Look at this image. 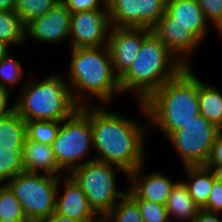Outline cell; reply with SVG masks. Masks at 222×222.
Returning a JSON list of instances; mask_svg holds the SVG:
<instances>
[{
	"instance_id": "cell-1",
	"label": "cell",
	"mask_w": 222,
	"mask_h": 222,
	"mask_svg": "<svg viewBox=\"0 0 222 222\" xmlns=\"http://www.w3.org/2000/svg\"><path fill=\"white\" fill-rule=\"evenodd\" d=\"M98 105H90L94 159L120 166L129 174L145 163L149 125Z\"/></svg>"
},
{
	"instance_id": "cell-2",
	"label": "cell",
	"mask_w": 222,
	"mask_h": 222,
	"mask_svg": "<svg viewBox=\"0 0 222 222\" xmlns=\"http://www.w3.org/2000/svg\"><path fill=\"white\" fill-rule=\"evenodd\" d=\"M192 68L184 67L144 102L138 103L149 127L154 126L165 136L181 129L200 114L199 77Z\"/></svg>"
},
{
	"instance_id": "cell-3",
	"label": "cell",
	"mask_w": 222,
	"mask_h": 222,
	"mask_svg": "<svg viewBox=\"0 0 222 222\" xmlns=\"http://www.w3.org/2000/svg\"><path fill=\"white\" fill-rule=\"evenodd\" d=\"M70 53L71 60L66 81L69 82L74 100L80 106L92 105V103L94 105L95 102L90 101L93 97L104 105H110L114 97L122 92L107 45L71 48Z\"/></svg>"
},
{
	"instance_id": "cell-4",
	"label": "cell",
	"mask_w": 222,
	"mask_h": 222,
	"mask_svg": "<svg viewBox=\"0 0 222 222\" xmlns=\"http://www.w3.org/2000/svg\"><path fill=\"white\" fill-rule=\"evenodd\" d=\"M24 84L14 102L16 128L32 120L62 121L81 107L74 100L66 79L56 72Z\"/></svg>"
},
{
	"instance_id": "cell-5",
	"label": "cell",
	"mask_w": 222,
	"mask_h": 222,
	"mask_svg": "<svg viewBox=\"0 0 222 222\" xmlns=\"http://www.w3.org/2000/svg\"><path fill=\"white\" fill-rule=\"evenodd\" d=\"M185 66L151 32L141 45L131 68L119 79L122 93L134 92L138 102H144Z\"/></svg>"
},
{
	"instance_id": "cell-6",
	"label": "cell",
	"mask_w": 222,
	"mask_h": 222,
	"mask_svg": "<svg viewBox=\"0 0 222 222\" xmlns=\"http://www.w3.org/2000/svg\"><path fill=\"white\" fill-rule=\"evenodd\" d=\"M0 179L20 201L30 222H43L55 212L59 177L18 170L4 157Z\"/></svg>"
},
{
	"instance_id": "cell-7",
	"label": "cell",
	"mask_w": 222,
	"mask_h": 222,
	"mask_svg": "<svg viewBox=\"0 0 222 222\" xmlns=\"http://www.w3.org/2000/svg\"><path fill=\"white\" fill-rule=\"evenodd\" d=\"M83 165L74 168L68 175L82 188L93 210L103 218L127 193L118 191L116 169L128 177V173L112 163L87 159Z\"/></svg>"
},
{
	"instance_id": "cell-8",
	"label": "cell",
	"mask_w": 222,
	"mask_h": 222,
	"mask_svg": "<svg viewBox=\"0 0 222 222\" xmlns=\"http://www.w3.org/2000/svg\"><path fill=\"white\" fill-rule=\"evenodd\" d=\"M52 149L59 166L69 174L83 165L93 147V132L90 123V105L81 106L69 118L60 121V128ZM84 161V162H83Z\"/></svg>"
},
{
	"instance_id": "cell-9",
	"label": "cell",
	"mask_w": 222,
	"mask_h": 222,
	"mask_svg": "<svg viewBox=\"0 0 222 222\" xmlns=\"http://www.w3.org/2000/svg\"><path fill=\"white\" fill-rule=\"evenodd\" d=\"M3 147L4 157L18 170L56 177L67 174L59 166L52 145L29 140L17 128Z\"/></svg>"
},
{
	"instance_id": "cell-10",
	"label": "cell",
	"mask_w": 222,
	"mask_h": 222,
	"mask_svg": "<svg viewBox=\"0 0 222 222\" xmlns=\"http://www.w3.org/2000/svg\"><path fill=\"white\" fill-rule=\"evenodd\" d=\"M219 131L199 114L181 129L171 132L167 138L180 156L183 167L204 166Z\"/></svg>"
},
{
	"instance_id": "cell-11",
	"label": "cell",
	"mask_w": 222,
	"mask_h": 222,
	"mask_svg": "<svg viewBox=\"0 0 222 222\" xmlns=\"http://www.w3.org/2000/svg\"><path fill=\"white\" fill-rule=\"evenodd\" d=\"M112 27L152 29L165 13L166 0H107Z\"/></svg>"
},
{
	"instance_id": "cell-12",
	"label": "cell",
	"mask_w": 222,
	"mask_h": 222,
	"mask_svg": "<svg viewBox=\"0 0 222 222\" xmlns=\"http://www.w3.org/2000/svg\"><path fill=\"white\" fill-rule=\"evenodd\" d=\"M111 22L108 10H89L71 14V48L107 45Z\"/></svg>"
},
{
	"instance_id": "cell-13",
	"label": "cell",
	"mask_w": 222,
	"mask_h": 222,
	"mask_svg": "<svg viewBox=\"0 0 222 222\" xmlns=\"http://www.w3.org/2000/svg\"><path fill=\"white\" fill-rule=\"evenodd\" d=\"M151 32L149 28L111 27L107 47L114 73L119 79L131 68L143 40Z\"/></svg>"
},
{
	"instance_id": "cell-14",
	"label": "cell",
	"mask_w": 222,
	"mask_h": 222,
	"mask_svg": "<svg viewBox=\"0 0 222 222\" xmlns=\"http://www.w3.org/2000/svg\"><path fill=\"white\" fill-rule=\"evenodd\" d=\"M71 13L62 1H58L46 14L25 24V41L58 45L69 40Z\"/></svg>"
},
{
	"instance_id": "cell-15",
	"label": "cell",
	"mask_w": 222,
	"mask_h": 222,
	"mask_svg": "<svg viewBox=\"0 0 222 222\" xmlns=\"http://www.w3.org/2000/svg\"><path fill=\"white\" fill-rule=\"evenodd\" d=\"M61 184H63V192H61ZM55 213L79 221H102V218L90 206L82 188L68 174L59 177Z\"/></svg>"
},
{
	"instance_id": "cell-16",
	"label": "cell",
	"mask_w": 222,
	"mask_h": 222,
	"mask_svg": "<svg viewBox=\"0 0 222 222\" xmlns=\"http://www.w3.org/2000/svg\"><path fill=\"white\" fill-rule=\"evenodd\" d=\"M144 165L128 174L130 186L126 190L133 200H146L166 205L172 187L177 181L160 171L150 172L143 175ZM131 181V182H130Z\"/></svg>"
},
{
	"instance_id": "cell-17",
	"label": "cell",
	"mask_w": 222,
	"mask_h": 222,
	"mask_svg": "<svg viewBox=\"0 0 222 222\" xmlns=\"http://www.w3.org/2000/svg\"><path fill=\"white\" fill-rule=\"evenodd\" d=\"M157 23H179L201 42L208 36L209 23L197 0H166L165 13Z\"/></svg>"
},
{
	"instance_id": "cell-18",
	"label": "cell",
	"mask_w": 222,
	"mask_h": 222,
	"mask_svg": "<svg viewBox=\"0 0 222 222\" xmlns=\"http://www.w3.org/2000/svg\"><path fill=\"white\" fill-rule=\"evenodd\" d=\"M152 32L177 60L185 67H191L188 59L202 42L189 29L179 23H157Z\"/></svg>"
},
{
	"instance_id": "cell-19",
	"label": "cell",
	"mask_w": 222,
	"mask_h": 222,
	"mask_svg": "<svg viewBox=\"0 0 222 222\" xmlns=\"http://www.w3.org/2000/svg\"><path fill=\"white\" fill-rule=\"evenodd\" d=\"M182 168L186 174L183 182L187 186L189 194L195 204L203 209L207 204L213 183L217 180L215 171L205 166H185Z\"/></svg>"
},
{
	"instance_id": "cell-20",
	"label": "cell",
	"mask_w": 222,
	"mask_h": 222,
	"mask_svg": "<svg viewBox=\"0 0 222 222\" xmlns=\"http://www.w3.org/2000/svg\"><path fill=\"white\" fill-rule=\"evenodd\" d=\"M165 206L169 220H176V222L177 220L191 222L200 210L189 194L183 180H178L172 187Z\"/></svg>"
},
{
	"instance_id": "cell-21",
	"label": "cell",
	"mask_w": 222,
	"mask_h": 222,
	"mask_svg": "<svg viewBox=\"0 0 222 222\" xmlns=\"http://www.w3.org/2000/svg\"><path fill=\"white\" fill-rule=\"evenodd\" d=\"M200 115L222 130V92L199 79Z\"/></svg>"
},
{
	"instance_id": "cell-22",
	"label": "cell",
	"mask_w": 222,
	"mask_h": 222,
	"mask_svg": "<svg viewBox=\"0 0 222 222\" xmlns=\"http://www.w3.org/2000/svg\"><path fill=\"white\" fill-rule=\"evenodd\" d=\"M0 40L9 47L26 44L25 24L15 11H0Z\"/></svg>"
},
{
	"instance_id": "cell-23",
	"label": "cell",
	"mask_w": 222,
	"mask_h": 222,
	"mask_svg": "<svg viewBox=\"0 0 222 222\" xmlns=\"http://www.w3.org/2000/svg\"><path fill=\"white\" fill-rule=\"evenodd\" d=\"M60 128V121L32 120L23 122L17 129L29 140L52 145Z\"/></svg>"
},
{
	"instance_id": "cell-24",
	"label": "cell",
	"mask_w": 222,
	"mask_h": 222,
	"mask_svg": "<svg viewBox=\"0 0 222 222\" xmlns=\"http://www.w3.org/2000/svg\"><path fill=\"white\" fill-rule=\"evenodd\" d=\"M102 222H144L138 204L126 193L102 218Z\"/></svg>"
},
{
	"instance_id": "cell-25",
	"label": "cell",
	"mask_w": 222,
	"mask_h": 222,
	"mask_svg": "<svg viewBox=\"0 0 222 222\" xmlns=\"http://www.w3.org/2000/svg\"><path fill=\"white\" fill-rule=\"evenodd\" d=\"M24 75L25 71L21 61L13 57L10 51L0 61V87L11 92L13 89H16Z\"/></svg>"
},
{
	"instance_id": "cell-26",
	"label": "cell",
	"mask_w": 222,
	"mask_h": 222,
	"mask_svg": "<svg viewBox=\"0 0 222 222\" xmlns=\"http://www.w3.org/2000/svg\"><path fill=\"white\" fill-rule=\"evenodd\" d=\"M12 93L0 87V143L3 144L15 130V107H10Z\"/></svg>"
},
{
	"instance_id": "cell-27",
	"label": "cell",
	"mask_w": 222,
	"mask_h": 222,
	"mask_svg": "<svg viewBox=\"0 0 222 222\" xmlns=\"http://www.w3.org/2000/svg\"><path fill=\"white\" fill-rule=\"evenodd\" d=\"M60 0H17L15 12L24 24L46 14Z\"/></svg>"
},
{
	"instance_id": "cell-28",
	"label": "cell",
	"mask_w": 222,
	"mask_h": 222,
	"mask_svg": "<svg viewBox=\"0 0 222 222\" xmlns=\"http://www.w3.org/2000/svg\"><path fill=\"white\" fill-rule=\"evenodd\" d=\"M0 219H27L20 201L0 179Z\"/></svg>"
},
{
	"instance_id": "cell-29",
	"label": "cell",
	"mask_w": 222,
	"mask_h": 222,
	"mask_svg": "<svg viewBox=\"0 0 222 222\" xmlns=\"http://www.w3.org/2000/svg\"><path fill=\"white\" fill-rule=\"evenodd\" d=\"M139 207L144 222H168L166 206L146 200H134Z\"/></svg>"
},
{
	"instance_id": "cell-30",
	"label": "cell",
	"mask_w": 222,
	"mask_h": 222,
	"mask_svg": "<svg viewBox=\"0 0 222 222\" xmlns=\"http://www.w3.org/2000/svg\"><path fill=\"white\" fill-rule=\"evenodd\" d=\"M204 16L222 38V0H197Z\"/></svg>"
},
{
	"instance_id": "cell-31",
	"label": "cell",
	"mask_w": 222,
	"mask_h": 222,
	"mask_svg": "<svg viewBox=\"0 0 222 222\" xmlns=\"http://www.w3.org/2000/svg\"><path fill=\"white\" fill-rule=\"evenodd\" d=\"M70 13L89 10H108L107 0H61Z\"/></svg>"
},
{
	"instance_id": "cell-32",
	"label": "cell",
	"mask_w": 222,
	"mask_h": 222,
	"mask_svg": "<svg viewBox=\"0 0 222 222\" xmlns=\"http://www.w3.org/2000/svg\"><path fill=\"white\" fill-rule=\"evenodd\" d=\"M204 166L214 171L222 167V130L217 133L209 158Z\"/></svg>"
},
{
	"instance_id": "cell-33",
	"label": "cell",
	"mask_w": 222,
	"mask_h": 222,
	"mask_svg": "<svg viewBox=\"0 0 222 222\" xmlns=\"http://www.w3.org/2000/svg\"><path fill=\"white\" fill-rule=\"evenodd\" d=\"M203 209L222 214V182L218 179L213 183L207 204Z\"/></svg>"
},
{
	"instance_id": "cell-34",
	"label": "cell",
	"mask_w": 222,
	"mask_h": 222,
	"mask_svg": "<svg viewBox=\"0 0 222 222\" xmlns=\"http://www.w3.org/2000/svg\"><path fill=\"white\" fill-rule=\"evenodd\" d=\"M191 222H222V214L200 209Z\"/></svg>"
},
{
	"instance_id": "cell-35",
	"label": "cell",
	"mask_w": 222,
	"mask_h": 222,
	"mask_svg": "<svg viewBox=\"0 0 222 222\" xmlns=\"http://www.w3.org/2000/svg\"><path fill=\"white\" fill-rule=\"evenodd\" d=\"M43 222H102V221H79L54 212Z\"/></svg>"
},
{
	"instance_id": "cell-36",
	"label": "cell",
	"mask_w": 222,
	"mask_h": 222,
	"mask_svg": "<svg viewBox=\"0 0 222 222\" xmlns=\"http://www.w3.org/2000/svg\"><path fill=\"white\" fill-rule=\"evenodd\" d=\"M17 0H0V11H15Z\"/></svg>"
},
{
	"instance_id": "cell-37",
	"label": "cell",
	"mask_w": 222,
	"mask_h": 222,
	"mask_svg": "<svg viewBox=\"0 0 222 222\" xmlns=\"http://www.w3.org/2000/svg\"><path fill=\"white\" fill-rule=\"evenodd\" d=\"M11 47L0 40V61L10 52Z\"/></svg>"
},
{
	"instance_id": "cell-38",
	"label": "cell",
	"mask_w": 222,
	"mask_h": 222,
	"mask_svg": "<svg viewBox=\"0 0 222 222\" xmlns=\"http://www.w3.org/2000/svg\"><path fill=\"white\" fill-rule=\"evenodd\" d=\"M0 222H30L28 219H0Z\"/></svg>"
},
{
	"instance_id": "cell-39",
	"label": "cell",
	"mask_w": 222,
	"mask_h": 222,
	"mask_svg": "<svg viewBox=\"0 0 222 222\" xmlns=\"http://www.w3.org/2000/svg\"><path fill=\"white\" fill-rule=\"evenodd\" d=\"M215 174H216L217 179L222 182V167L217 168L215 170Z\"/></svg>"
},
{
	"instance_id": "cell-40",
	"label": "cell",
	"mask_w": 222,
	"mask_h": 222,
	"mask_svg": "<svg viewBox=\"0 0 222 222\" xmlns=\"http://www.w3.org/2000/svg\"><path fill=\"white\" fill-rule=\"evenodd\" d=\"M3 158H4V147L0 146V169H1V162Z\"/></svg>"
}]
</instances>
